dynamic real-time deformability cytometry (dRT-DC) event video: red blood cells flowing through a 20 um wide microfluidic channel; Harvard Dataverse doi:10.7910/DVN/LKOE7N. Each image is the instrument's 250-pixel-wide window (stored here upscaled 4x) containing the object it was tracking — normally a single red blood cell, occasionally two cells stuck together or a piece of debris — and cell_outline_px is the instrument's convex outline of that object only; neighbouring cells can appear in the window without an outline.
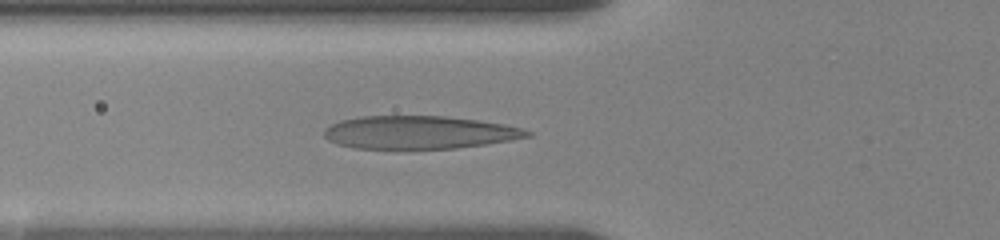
{"species": "human", "species_latin": "Homo sapiens", "temperature_condition": "room temperature", "stored_images_in_passage": 31, "camera_frame_rate_fps": 3000, "um_per_image_px": 0.085, "donor": {"sex": "female"}, "frame": {"image": 1, "passage_image": 5, "time_ms": 2.333, "image_size_px": [1000, 240], "cell_outline_px": [[532, 136], [484, 144], [456, 148], [352, 148], [336, 144], [328, 140], [324, 136], [324, 128], [340, 120], [364, 116], [444, 116], [476, 120], [504, 124], [520, 128], [532, 132]], "centroid_in_image_um": [35.58, 11.25], "position_along_channel_um": 90.2, "area_um2": 38.73}}
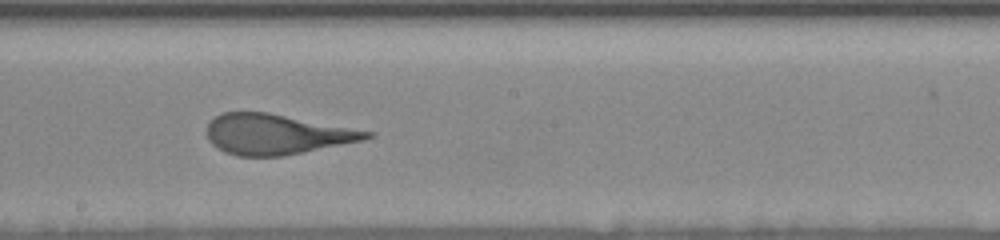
{"frame": {"image": 2, "passage_image": 12, "time_ms": 6.0, "image_size_px": [1000, 240], "cell_outline_px": [[376, 132], [372, 136], [364, 140], [280, 156], [236, 156], [224, 152], [216, 148], [208, 140], [208, 120], [220, 112], [268, 112]], "centroid_in_image_um": [23.46, 11.4], "position_along_channel_um": 224.7, "area_um2": 37.51}}
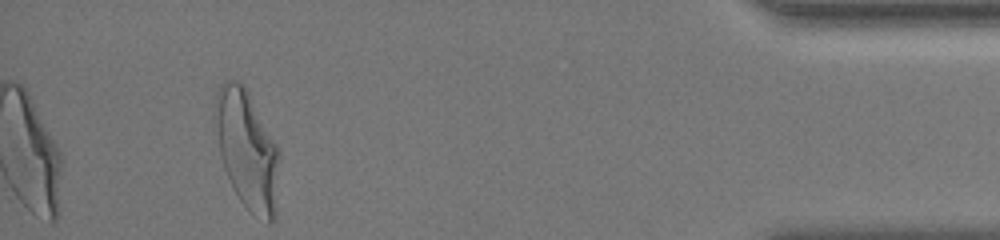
{"frame": {"image": 3, "passage_image": 31, "time_ms": 12.667, "image_size_px": [1000, 240], "cell_outline_px": [[280, 156], [276, 212], [272, 224], [268, 224], [248, 212], [240, 200], [224, 168], [220, 156], [216, 128], [216, 92], [220, 84], [224, 80], [236, 80], [248, 92], [276, 144], [280, 152]], "centroid_in_image_um": [21.03, 12.81], "position_along_channel_um": 414.2, "area_um2": 44.1}}